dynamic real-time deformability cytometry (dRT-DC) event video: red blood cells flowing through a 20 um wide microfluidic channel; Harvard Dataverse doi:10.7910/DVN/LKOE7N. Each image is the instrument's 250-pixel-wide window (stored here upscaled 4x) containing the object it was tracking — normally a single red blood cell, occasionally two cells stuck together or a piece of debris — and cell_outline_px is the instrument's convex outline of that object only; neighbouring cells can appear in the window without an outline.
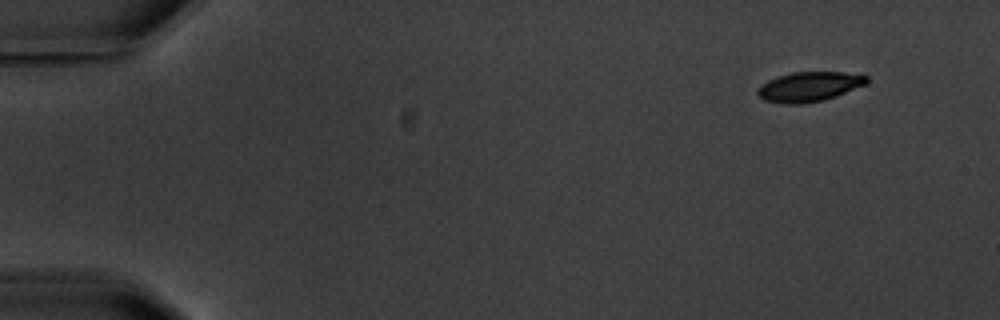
{"species": "common noctule bat (a hibernating species)", "species_latin": "Nyctalus noctula", "temperature_condition": "warm", "stored_images_in_passage": 9, "camera_frame_rate_fps": 3000, "um_per_image_px": 0.085, "animal": {"sex": "male", "body_mass_g": 20.1, "forearm_length_mm": 53.5}, "frame": {"image": 1, "passage_image": 1, "time_ms": 0.0, "image_size_px": [1000, 320], "cell_outline_px": [[868, 80], [864, 84], [836, 96], [824, 100], [804, 104], [784, 104], [764, 100], [756, 92], [756, 88], [768, 80], [776, 76], [792, 72], [844, 72], [868, 76]], "centroid_in_image_um": [68.73, 7.37], "position_along_channel_um": 16.3, "area_um2": 18.9}}
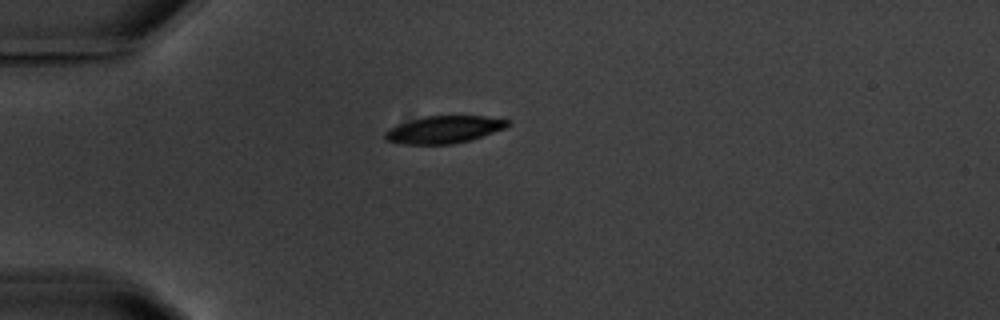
{"frame": {"image": 2, "passage_image": 4, "time_ms": 3.667, "image_size_px": [1000, 320], "cell_outline_px": [[512, 124], [504, 128], [468, 140], [452, 144], [400, 144], [384, 140], [384, 132], [388, 128], [396, 124], [424, 116], [484, 116], [512, 120]], "centroid_in_image_um": [37.69, 11.0], "position_along_channel_um": 47.3, "area_um2": 19.59}}
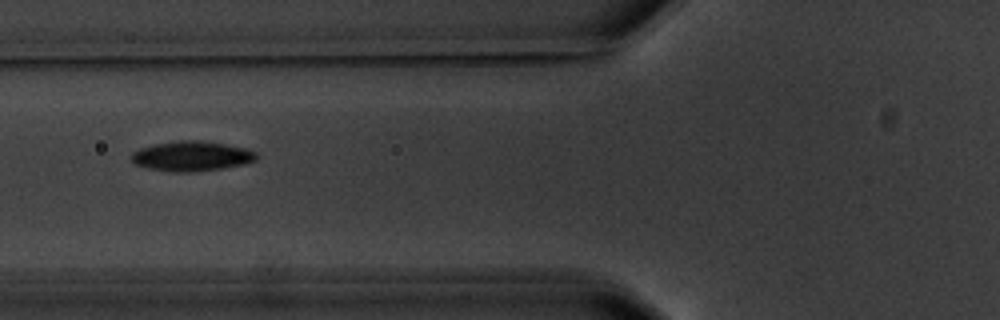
{"frame": {"image": 3, "passage_image": 6, "time_ms": 6.0, "image_size_px": [1000, 320], "cell_outline_px": [[260, 156], [256, 160], [244, 164], [220, 168], [192, 172], [172, 172], [148, 168], [136, 164], [132, 160], [132, 152], [140, 148], [156, 144], [176, 140], [200, 140], [248, 148], [256, 152]], "centroid_in_image_um": [16.32, 13.26], "position_along_channel_um": 109.5, "area_um2": 21.79}}